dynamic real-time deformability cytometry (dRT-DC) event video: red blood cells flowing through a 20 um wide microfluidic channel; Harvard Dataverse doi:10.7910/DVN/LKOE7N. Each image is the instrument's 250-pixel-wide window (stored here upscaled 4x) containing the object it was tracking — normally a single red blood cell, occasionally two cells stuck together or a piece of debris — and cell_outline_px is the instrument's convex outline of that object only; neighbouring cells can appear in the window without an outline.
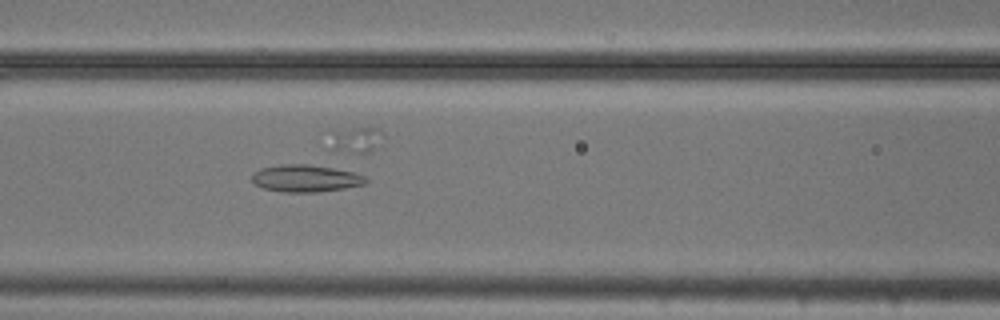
{"species": "common noctule bat (a hibernating species)", "species_latin": "Nyctalus noctula", "temperature_condition": "cold", "stored_images_in_passage": 19, "camera_frame_rate_fps": 3000, "um_per_image_px": 0.085, "animal": {"sex": "male", "body_mass_g": 20.5, "forearm_length_mm": 52.5}, "frame": {"image": 1, "passage_image": 12, "time_ms": 3.667, "image_size_px": [1000, 320], "cell_outline_px": [[368, 180], [364, 184], [344, 188], [316, 192], [280, 192], [264, 188], [256, 184], [252, 180], [252, 172], [260, 168], [280, 164], [308, 164], [332, 168], [352, 172], [364, 176]], "centroid_in_image_um": [25.93, 15.16], "position_along_channel_um": 140.7, "area_um2": 17.92}}
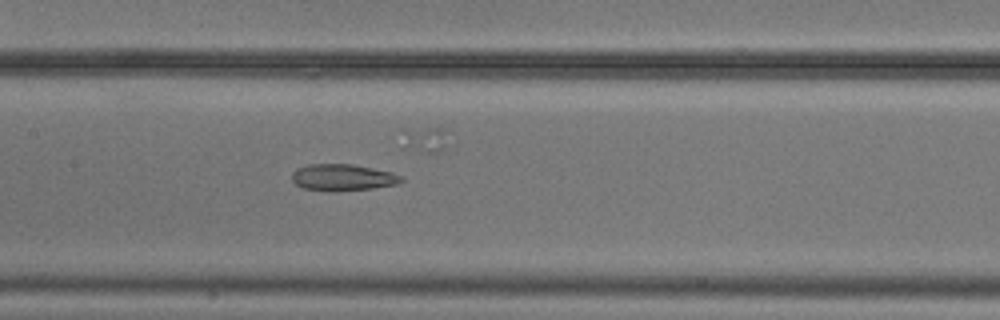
{"frame": {"image": 2, "passage_image": 15, "time_ms": 4.667, "image_size_px": [1000, 320], "cell_outline_px": [[404, 180], [396, 184], [372, 188], [332, 192], [328, 192], [304, 188], [296, 184], [292, 180], [292, 172], [296, 168], [308, 164], [352, 164], [392, 172], [404, 176]], "centroid_in_image_um": [29.12, 15.08], "position_along_channel_um": 178.3, "area_um2": 17.11}}
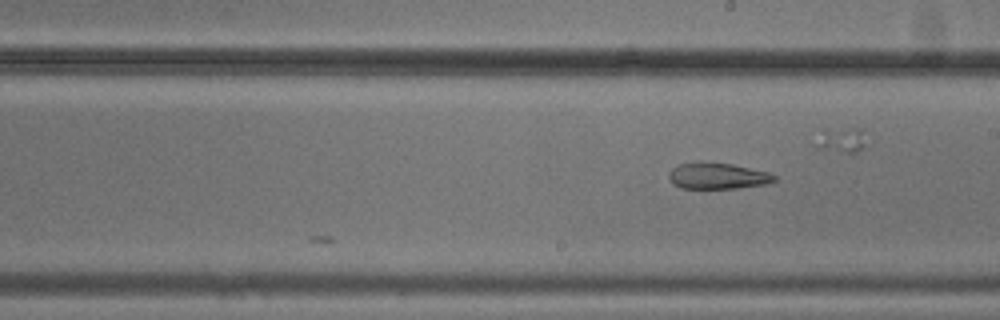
{"frame": {"image": 3, "passage_image": 19, "time_ms": 6.0, "image_size_px": [1000, 320], "cell_outline_px": [[776, 180], [768, 184], [740, 188], [680, 188], [672, 184], [668, 176], [668, 172], [672, 168], [680, 164], [732, 164], [768, 172], [776, 176]], "centroid_in_image_um": [61.02, 14.99], "position_along_channel_um": 228.0, "area_um2": 15.72}}